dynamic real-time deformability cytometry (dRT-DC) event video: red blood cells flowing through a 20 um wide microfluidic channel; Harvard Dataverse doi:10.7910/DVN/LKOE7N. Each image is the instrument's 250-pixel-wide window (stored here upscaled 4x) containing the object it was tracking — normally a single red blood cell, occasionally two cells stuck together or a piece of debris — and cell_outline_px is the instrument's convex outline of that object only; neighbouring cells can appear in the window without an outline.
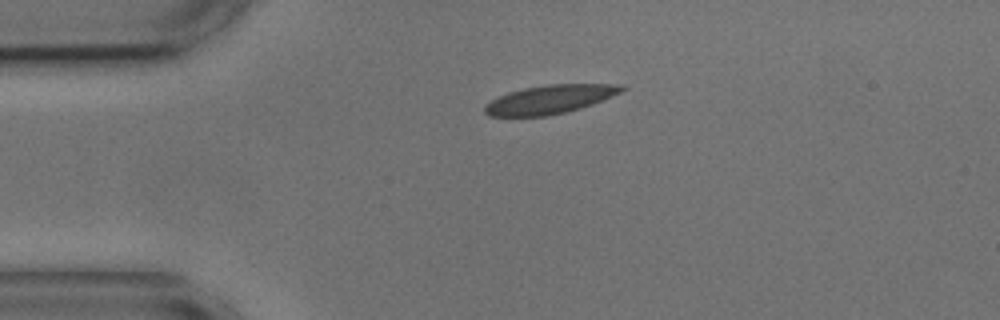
{"species": "common noctule bat (a hibernating species)", "species_latin": "Nyctalus noctula", "temperature_condition": "cold", "stored_images_in_passage": 1, "camera_frame_rate_fps": 3000, "um_per_image_px": 0.085, "animal": {"sex": "male", "body_mass_g": 17.9, "forearm_length_mm": 54.2}, "frame": {"image": 1, "passage_image": 1, "time_ms": 0.0, "image_size_px": [1000, 320], "cell_outline_px": [[628, 88], [620, 92], [592, 104], [580, 108], [564, 112], [544, 116], [488, 116], [484, 112], [484, 104], [508, 92], [524, 88], [548, 84], [624, 84]], "centroid_in_image_um": [46.73, 8.44], "position_along_channel_um": 38.3, "area_um2": 22.72}}